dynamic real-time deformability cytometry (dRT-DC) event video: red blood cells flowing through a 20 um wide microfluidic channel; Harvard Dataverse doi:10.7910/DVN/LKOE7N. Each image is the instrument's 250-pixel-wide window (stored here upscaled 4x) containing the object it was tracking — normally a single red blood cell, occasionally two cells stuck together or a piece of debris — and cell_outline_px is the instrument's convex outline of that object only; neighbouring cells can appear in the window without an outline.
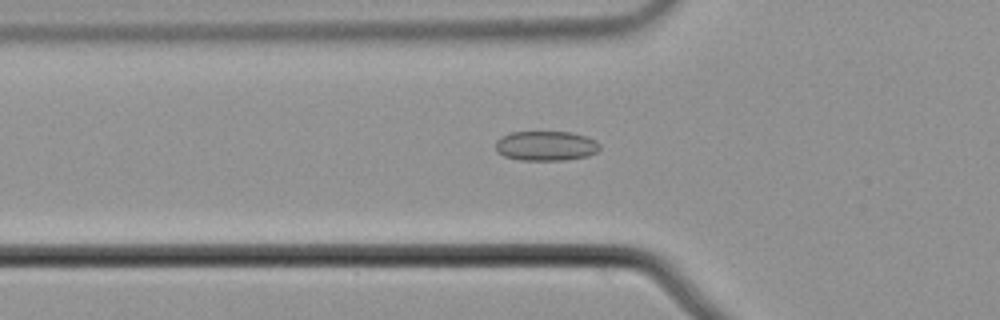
{"species": "common noctule bat (a hibernating species)", "species_latin": "Nyctalus noctula", "temperature_condition": "cold", "stored_images_in_passage": 48, "camera_frame_rate_fps": 3000, "um_per_image_px": 0.085, "animal": {"sex": "male", "body_mass_g": 21.5, "forearm_length_mm": 52.0}, "frame": {"image": 1, "passage_image": 12, "time_ms": 3.667, "image_size_px": [1000, 320], "cell_outline_px": [[600, 148], [596, 152], [588, 156], [564, 160], [520, 160], [504, 156], [496, 152], [496, 140], [512, 132], [572, 132], [588, 136], [596, 140], [600, 144]], "centroid_in_image_um": [46.43, 12.4], "position_along_channel_um": 79.4, "area_um2": 18.15}}
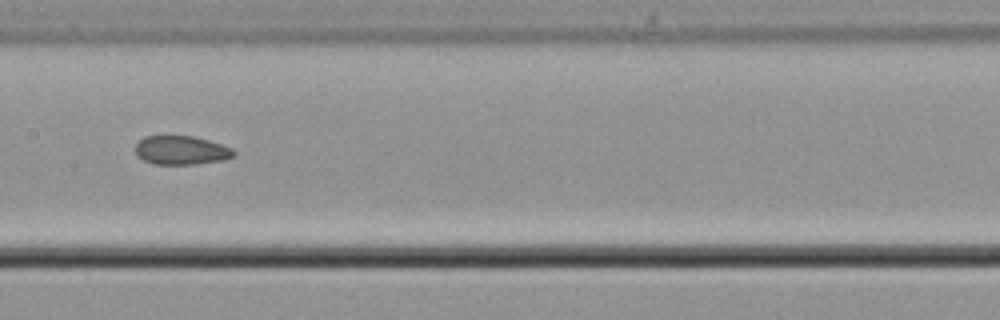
{"frame": {"image": 2, "passage_image": 21, "time_ms": 6.667, "image_size_px": [1000, 320], "cell_outline_px": [[236, 156], [224, 160], [196, 164], [152, 164], [136, 156], [136, 144], [144, 136], [192, 136], [208, 140], [232, 148], [236, 152]], "centroid_in_image_um": [15.42, 12.78], "position_along_channel_um": 192.0, "area_um2": 16.59}}
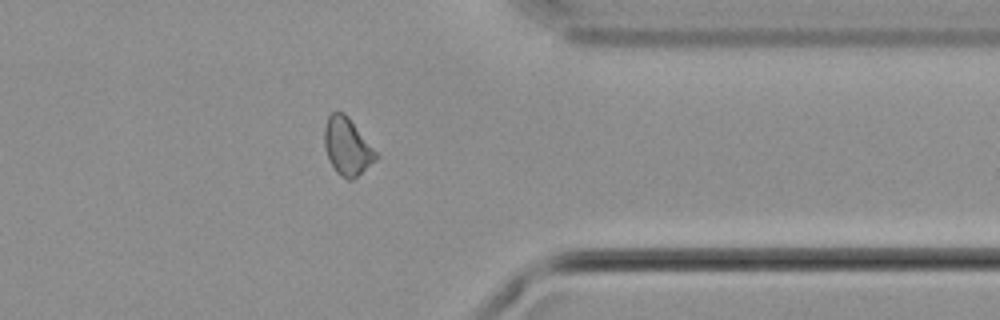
{"frame": {"image": 3, "passage_image": 37, "time_ms": 12.0, "image_size_px": [1000, 320], "cell_outline_px": [[380, 156], [376, 160], [352, 180], [348, 180], [336, 172], [324, 148], [324, 128], [328, 116], [332, 112], [344, 112], [348, 116]], "centroid_in_image_um": [29.51, 12.44], "position_along_channel_um": 381.9, "area_um2": 17.11}}